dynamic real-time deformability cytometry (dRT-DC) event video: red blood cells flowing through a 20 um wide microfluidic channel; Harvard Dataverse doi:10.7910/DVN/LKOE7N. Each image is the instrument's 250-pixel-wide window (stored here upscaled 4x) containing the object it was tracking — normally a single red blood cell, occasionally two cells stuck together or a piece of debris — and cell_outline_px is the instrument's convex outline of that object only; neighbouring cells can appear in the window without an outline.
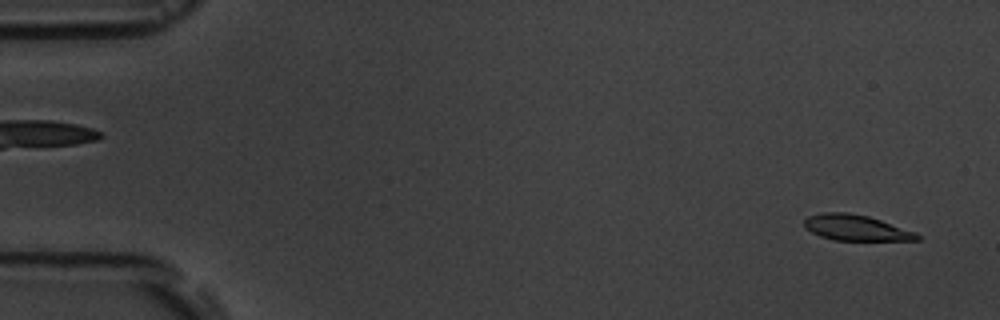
{"species": "common noctule bat (a hibernating species)", "species_latin": "Nyctalus noctula", "temperature_condition": "room temperature", "stored_images_in_passage": 6, "segment_of_instrument_passage": [2, 2], "camera_frame_rate_fps": 3000, "um_per_image_px": 0.085, "animal": {"sex": "male", "body_mass_g": 19.5, "forearm_length_mm": 54.6}, "frame": {"image": 1, "passage_image": 6, "time_ms": 5.333, "image_size_px": [1000, 320], "cell_outline_px": [[920, 240], [832, 240], [820, 236], [804, 228], [804, 220], [808, 216], [824, 212], [848, 212], [868, 216], [916, 232], [920, 236]], "centroid_in_image_um": [72.73, 19.36], "position_along_channel_um": 12.3, "area_um2": 16.88}}